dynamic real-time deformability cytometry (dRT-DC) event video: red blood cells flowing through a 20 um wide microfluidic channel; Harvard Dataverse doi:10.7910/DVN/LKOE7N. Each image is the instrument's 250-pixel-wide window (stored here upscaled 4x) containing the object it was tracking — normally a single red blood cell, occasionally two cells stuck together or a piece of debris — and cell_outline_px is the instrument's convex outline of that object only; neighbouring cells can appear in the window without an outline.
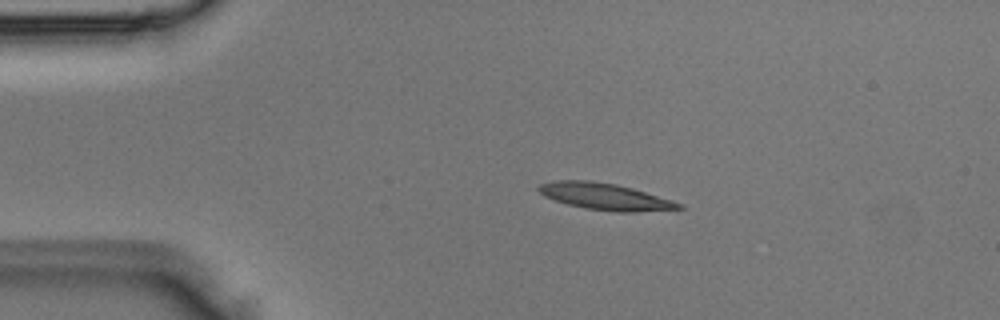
{"species": "Egyptian fruit bat (a non-hibernating species)", "species_latin": "Rousettus aegyptiacus", "temperature_condition": "room temperature", "stored_images_in_passage": 4, "camera_frame_rate_fps": 3000, "um_per_image_px": 0.085, "animal": {"sex": "male"}, "frame": {"image": 1, "passage_image": 3, "time_ms": 0.667, "image_size_px": [1000, 320], "cell_outline_px": [[684, 208], [636, 212], [616, 212], [584, 208], [568, 204], [544, 196], [536, 188], [540, 184], [552, 180], [592, 180], [616, 184], [632, 188], [672, 200], [684, 204]], "centroid_in_image_um": [51.42, 16.7], "position_along_channel_um": 33.6, "area_um2": 21.79}}